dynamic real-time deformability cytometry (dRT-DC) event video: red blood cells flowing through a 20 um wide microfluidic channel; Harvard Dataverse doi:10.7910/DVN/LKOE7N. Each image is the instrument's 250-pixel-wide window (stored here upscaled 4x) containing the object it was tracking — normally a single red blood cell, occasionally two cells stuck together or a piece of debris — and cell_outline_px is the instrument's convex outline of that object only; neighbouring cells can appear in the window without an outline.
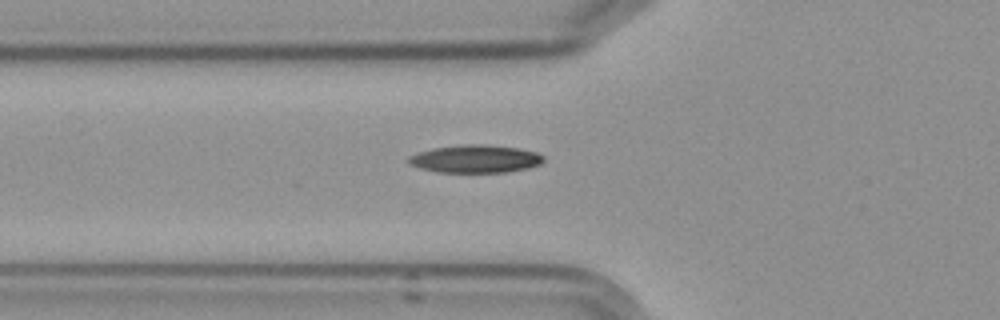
{"species": "Egyptian fruit bat (a non-hibernating species)", "species_latin": "Rousettus aegyptiacus", "temperature_condition": "cold", "stored_images_in_passage": 8, "segment_of_instrument_passage": [2, 2], "camera_frame_rate_fps": 3000, "um_per_image_px": 0.085, "frame": {"image": 1, "passage_image": 8, "time_ms": 9.333, "image_size_px": [1000, 320], "cell_outline_px": [[544, 160], [540, 164], [528, 168], [504, 172], [440, 172], [420, 168], [408, 164], [408, 156], [416, 152], [432, 148], [464, 144], [484, 144], [520, 148], [536, 152], [544, 156]], "centroid_in_image_um": [40.39, 13.49], "position_along_channel_um": 85.4, "area_um2": 22.02}}